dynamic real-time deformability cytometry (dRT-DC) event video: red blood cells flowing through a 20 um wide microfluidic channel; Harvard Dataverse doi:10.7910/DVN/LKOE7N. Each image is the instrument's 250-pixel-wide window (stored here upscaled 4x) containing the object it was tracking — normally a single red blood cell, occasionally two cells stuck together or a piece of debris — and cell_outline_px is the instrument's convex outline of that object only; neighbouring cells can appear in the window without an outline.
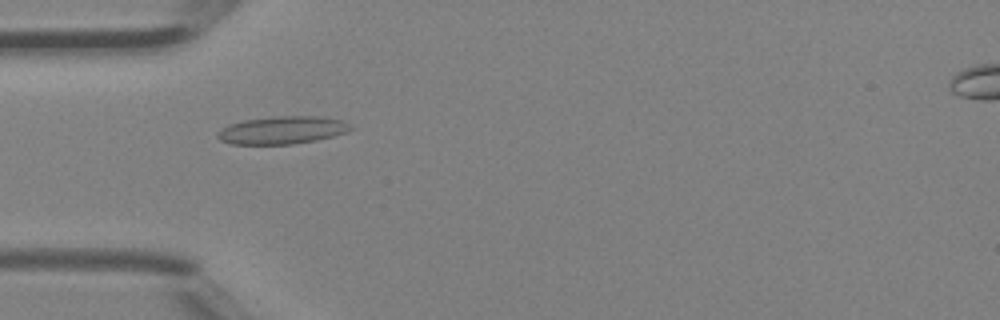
{"species": "Egyptian fruit bat (a non-hibernating species)", "species_latin": "Rousettus aegyptiacus", "temperature_condition": "room temperature", "stored_images_in_passage": 5, "camera_frame_rate_fps": 3000, "um_per_image_px": 0.085, "animal": {"sex": "female"}, "frame": {"image": 1, "passage_image": 4, "time_ms": 1.0, "image_size_px": [1000, 320], "cell_outline_px": [[356, 128], [332, 136], [316, 140], [292, 144], [232, 144], [220, 140], [216, 136], [228, 124], [244, 120], [276, 116], [316, 116], [340, 120]], "centroid_in_image_um": [23.98, 11.06], "position_along_channel_um": 61.0, "area_um2": 21.21}}
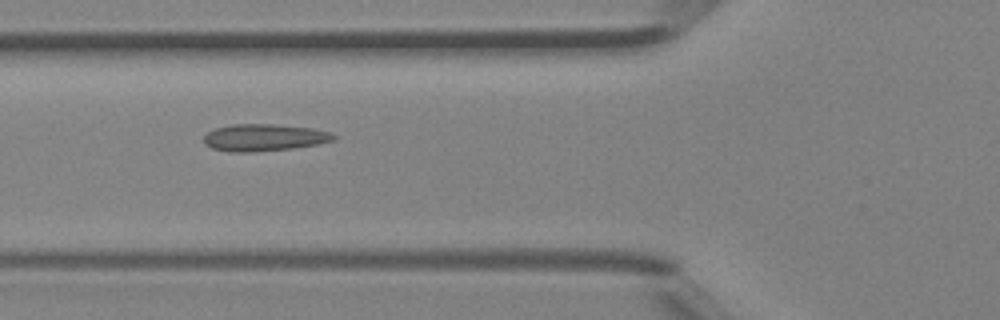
{"frame": {"image": 2, "passage_image": 5, "time_ms": 1.333, "image_size_px": [1000, 320], "cell_outline_px": [[336, 136], [332, 140], [316, 144], [292, 148], [256, 152], [228, 152], [212, 148], [204, 144], [204, 136], [208, 132], [216, 128], [232, 124], [272, 124], [312, 128], [328, 132]], "centroid_in_image_um": [22.38, 11.69], "position_along_channel_um": 103.4, "area_um2": 20.29}}